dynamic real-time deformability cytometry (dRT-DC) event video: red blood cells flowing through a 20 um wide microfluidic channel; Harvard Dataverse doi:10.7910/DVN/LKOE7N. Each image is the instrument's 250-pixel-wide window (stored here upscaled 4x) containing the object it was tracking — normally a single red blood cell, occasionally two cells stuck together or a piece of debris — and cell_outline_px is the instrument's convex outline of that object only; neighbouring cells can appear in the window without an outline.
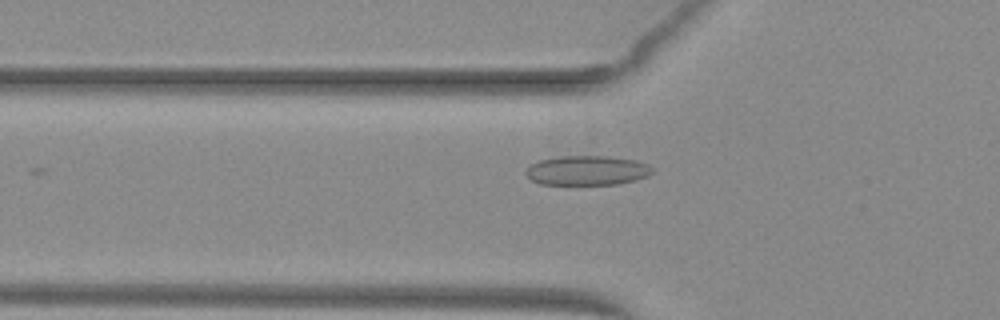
{"species": "common noctule bat (a hibernating species)", "species_latin": "Nyctalus noctula", "temperature_condition": "warm", "stored_images_in_passage": 23, "camera_frame_rate_fps": 3000, "um_per_image_px": 0.085, "animal": {"sex": "female", "body_mass_g": 29.2, "forearm_length_mm": 56.3}, "frame": {"image": 1, "passage_image": 3, "time_ms": 0.667, "image_size_px": [1000, 320], "cell_outline_px": [[652, 172], [648, 176], [636, 180], [620, 184], [540, 184], [532, 180], [524, 172], [532, 164], [540, 160], [560, 156], [608, 156], [636, 160], [648, 164], [652, 168]], "centroid_in_image_um": [49.93, 14.49], "position_along_channel_um": 75.9, "area_um2": 21.73}}
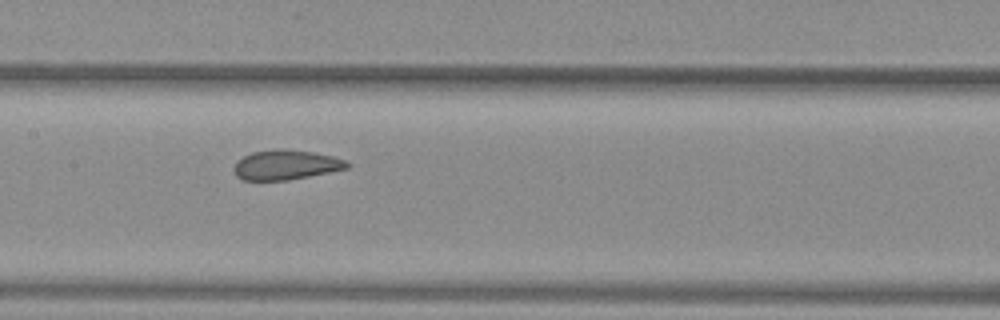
{"frame": {"image": 2, "passage_image": 11, "time_ms": 3.333, "image_size_px": [1000, 320], "cell_outline_px": [[352, 164], [348, 168], [288, 180], [244, 180], [236, 176], [232, 168], [244, 156], [252, 152], [280, 148], [284, 148], [312, 152], [332, 156], [344, 160]], "centroid_in_image_um": [24.3, 14.01], "position_along_channel_um": 183.1, "area_um2": 19.48}}
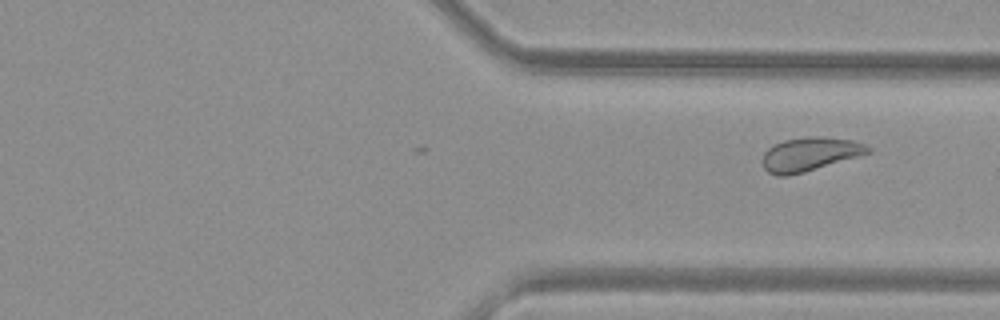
{"frame": {"image": 3, "passage_image": 23, "time_ms": 7.333, "image_size_px": [1000, 320], "cell_outline_px": [[872, 152], [804, 172], [788, 176], [776, 176], [768, 172], [764, 168], [760, 160], [764, 152], [768, 148], [784, 140], [808, 136], [820, 136], [852, 140], [864, 144], [872, 148]], "centroid_in_image_um": [68.8, 13.11], "position_along_channel_um": 342.6, "area_um2": 20.81}}